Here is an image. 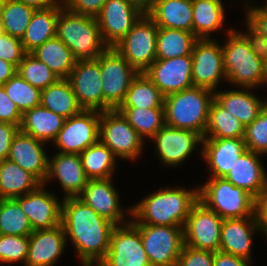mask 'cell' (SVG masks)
I'll use <instances>...</instances> for the list:
<instances>
[{
	"mask_svg": "<svg viewBox=\"0 0 267 266\" xmlns=\"http://www.w3.org/2000/svg\"><path fill=\"white\" fill-rule=\"evenodd\" d=\"M63 198L61 225L66 240L73 242L83 266H94V263L98 266L107 255L116 225L101 217L79 197Z\"/></svg>",
	"mask_w": 267,
	"mask_h": 266,
	"instance_id": "cell-1",
	"label": "cell"
},
{
	"mask_svg": "<svg viewBox=\"0 0 267 266\" xmlns=\"http://www.w3.org/2000/svg\"><path fill=\"white\" fill-rule=\"evenodd\" d=\"M161 188L149 194L128 210L134 218L133 224L182 226L187 221L191 208L199 200V188Z\"/></svg>",
	"mask_w": 267,
	"mask_h": 266,
	"instance_id": "cell-2",
	"label": "cell"
},
{
	"mask_svg": "<svg viewBox=\"0 0 267 266\" xmlns=\"http://www.w3.org/2000/svg\"><path fill=\"white\" fill-rule=\"evenodd\" d=\"M56 36L71 49L75 62L94 61L108 48L96 18L72 12L64 5L59 10Z\"/></svg>",
	"mask_w": 267,
	"mask_h": 266,
	"instance_id": "cell-3",
	"label": "cell"
},
{
	"mask_svg": "<svg viewBox=\"0 0 267 266\" xmlns=\"http://www.w3.org/2000/svg\"><path fill=\"white\" fill-rule=\"evenodd\" d=\"M214 91L193 86L164 97L165 125L195 131L203 138Z\"/></svg>",
	"mask_w": 267,
	"mask_h": 266,
	"instance_id": "cell-4",
	"label": "cell"
},
{
	"mask_svg": "<svg viewBox=\"0 0 267 266\" xmlns=\"http://www.w3.org/2000/svg\"><path fill=\"white\" fill-rule=\"evenodd\" d=\"M199 188V200L222 219L259 217L258 200L224 177H211Z\"/></svg>",
	"mask_w": 267,
	"mask_h": 266,
	"instance_id": "cell-5",
	"label": "cell"
},
{
	"mask_svg": "<svg viewBox=\"0 0 267 266\" xmlns=\"http://www.w3.org/2000/svg\"><path fill=\"white\" fill-rule=\"evenodd\" d=\"M228 37L222 46L226 80L250 91L263 81L264 61L255 55L240 32L231 29Z\"/></svg>",
	"mask_w": 267,
	"mask_h": 266,
	"instance_id": "cell-6",
	"label": "cell"
},
{
	"mask_svg": "<svg viewBox=\"0 0 267 266\" xmlns=\"http://www.w3.org/2000/svg\"><path fill=\"white\" fill-rule=\"evenodd\" d=\"M104 111L115 110L123 103L130 84L138 72L119 54L108 47L99 56Z\"/></svg>",
	"mask_w": 267,
	"mask_h": 266,
	"instance_id": "cell-7",
	"label": "cell"
},
{
	"mask_svg": "<svg viewBox=\"0 0 267 266\" xmlns=\"http://www.w3.org/2000/svg\"><path fill=\"white\" fill-rule=\"evenodd\" d=\"M151 266H176L184 246L182 226L134 224Z\"/></svg>",
	"mask_w": 267,
	"mask_h": 266,
	"instance_id": "cell-8",
	"label": "cell"
},
{
	"mask_svg": "<svg viewBox=\"0 0 267 266\" xmlns=\"http://www.w3.org/2000/svg\"><path fill=\"white\" fill-rule=\"evenodd\" d=\"M158 26L144 13L125 37L114 46L138 72H145L156 60Z\"/></svg>",
	"mask_w": 267,
	"mask_h": 266,
	"instance_id": "cell-9",
	"label": "cell"
},
{
	"mask_svg": "<svg viewBox=\"0 0 267 266\" xmlns=\"http://www.w3.org/2000/svg\"><path fill=\"white\" fill-rule=\"evenodd\" d=\"M99 141L116 157L129 160H136L144 145V140L117 109L100 112Z\"/></svg>",
	"mask_w": 267,
	"mask_h": 266,
	"instance_id": "cell-10",
	"label": "cell"
},
{
	"mask_svg": "<svg viewBox=\"0 0 267 266\" xmlns=\"http://www.w3.org/2000/svg\"><path fill=\"white\" fill-rule=\"evenodd\" d=\"M100 111L82 109L65 120L54 145L60 153L81 154L99 141Z\"/></svg>",
	"mask_w": 267,
	"mask_h": 266,
	"instance_id": "cell-11",
	"label": "cell"
},
{
	"mask_svg": "<svg viewBox=\"0 0 267 266\" xmlns=\"http://www.w3.org/2000/svg\"><path fill=\"white\" fill-rule=\"evenodd\" d=\"M223 220L198 200L184 225V245L199 250L219 251Z\"/></svg>",
	"mask_w": 267,
	"mask_h": 266,
	"instance_id": "cell-12",
	"label": "cell"
},
{
	"mask_svg": "<svg viewBox=\"0 0 267 266\" xmlns=\"http://www.w3.org/2000/svg\"><path fill=\"white\" fill-rule=\"evenodd\" d=\"M144 13L134 0H107L96 17L105 44H118Z\"/></svg>",
	"mask_w": 267,
	"mask_h": 266,
	"instance_id": "cell-13",
	"label": "cell"
},
{
	"mask_svg": "<svg viewBox=\"0 0 267 266\" xmlns=\"http://www.w3.org/2000/svg\"><path fill=\"white\" fill-rule=\"evenodd\" d=\"M98 266H151L139 229L131 221L114 227L107 255Z\"/></svg>",
	"mask_w": 267,
	"mask_h": 266,
	"instance_id": "cell-14",
	"label": "cell"
},
{
	"mask_svg": "<svg viewBox=\"0 0 267 266\" xmlns=\"http://www.w3.org/2000/svg\"><path fill=\"white\" fill-rule=\"evenodd\" d=\"M193 86L214 91L221 79H227L224 70L222 46L213 39H198L192 53Z\"/></svg>",
	"mask_w": 267,
	"mask_h": 266,
	"instance_id": "cell-15",
	"label": "cell"
},
{
	"mask_svg": "<svg viewBox=\"0 0 267 266\" xmlns=\"http://www.w3.org/2000/svg\"><path fill=\"white\" fill-rule=\"evenodd\" d=\"M68 80L82 109L104 111L99 57L94 61L76 62Z\"/></svg>",
	"mask_w": 267,
	"mask_h": 266,
	"instance_id": "cell-16",
	"label": "cell"
},
{
	"mask_svg": "<svg viewBox=\"0 0 267 266\" xmlns=\"http://www.w3.org/2000/svg\"><path fill=\"white\" fill-rule=\"evenodd\" d=\"M144 73L164 96L193 87L191 55L156 59Z\"/></svg>",
	"mask_w": 267,
	"mask_h": 266,
	"instance_id": "cell-17",
	"label": "cell"
},
{
	"mask_svg": "<svg viewBox=\"0 0 267 266\" xmlns=\"http://www.w3.org/2000/svg\"><path fill=\"white\" fill-rule=\"evenodd\" d=\"M44 184L35 190L14 198L27 215L32 229H51L61 224L62 203L56 195L45 191Z\"/></svg>",
	"mask_w": 267,
	"mask_h": 266,
	"instance_id": "cell-18",
	"label": "cell"
},
{
	"mask_svg": "<svg viewBox=\"0 0 267 266\" xmlns=\"http://www.w3.org/2000/svg\"><path fill=\"white\" fill-rule=\"evenodd\" d=\"M151 139L156 143L160 161L166 166L182 164L202 143L203 137L195 131L183 130L164 125Z\"/></svg>",
	"mask_w": 267,
	"mask_h": 266,
	"instance_id": "cell-19",
	"label": "cell"
},
{
	"mask_svg": "<svg viewBox=\"0 0 267 266\" xmlns=\"http://www.w3.org/2000/svg\"><path fill=\"white\" fill-rule=\"evenodd\" d=\"M44 144L19 130L13 138L7 159L30 172L46 185L49 158L45 153Z\"/></svg>",
	"mask_w": 267,
	"mask_h": 266,
	"instance_id": "cell-20",
	"label": "cell"
},
{
	"mask_svg": "<svg viewBox=\"0 0 267 266\" xmlns=\"http://www.w3.org/2000/svg\"><path fill=\"white\" fill-rule=\"evenodd\" d=\"M63 226L33 230L29 235V249L25 266H53L66 248Z\"/></svg>",
	"mask_w": 267,
	"mask_h": 266,
	"instance_id": "cell-21",
	"label": "cell"
},
{
	"mask_svg": "<svg viewBox=\"0 0 267 266\" xmlns=\"http://www.w3.org/2000/svg\"><path fill=\"white\" fill-rule=\"evenodd\" d=\"M261 231L259 217L224 219L219 251L251 261L254 232Z\"/></svg>",
	"mask_w": 267,
	"mask_h": 266,
	"instance_id": "cell-22",
	"label": "cell"
},
{
	"mask_svg": "<svg viewBox=\"0 0 267 266\" xmlns=\"http://www.w3.org/2000/svg\"><path fill=\"white\" fill-rule=\"evenodd\" d=\"M111 181V178L91 179L78 197L101 217L113 224H125L123 209L119 203V195Z\"/></svg>",
	"mask_w": 267,
	"mask_h": 266,
	"instance_id": "cell-23",
	"label": "cell"
},
{
	"mask_svg": "<svg viewBox=\"0 0 267 266\" xmlns=\"http://www.w3.org/2000/svg\"><path fill=\"white\" fill-rule=\"evenodd\" d=\"M201 155L212 177H225L247 150L243 138H203Z\"/></svg>",
	"mask_w": 267,
	"mask_h": 266,
	"instance_id": "cell-24",
	"label": "cell"
},
{
	"mask_svg": "<svg viewBox=\"0 0 267 266\" xmlns=\"http://www.w3.org/2000/svg\"><path fill=\"white\" fill-rule=\"evenodd\" d=\"M260 154L246 150L224 177L234 186L243 188L257 200L267 192V173Z\"/></svg>",
	"mask_w": 267,
	"mask_h": 266,
	"instance_id": "cell-25",
	"label": "cell"
},
{
	"mask_svg": "<svg viewBox=\"0 0 267 266\" xmlns=\"http://www.w3.org/2000/svg\"><path fill=\"white\" fill-rule=\"evenodd\" d=\"M53 177L59 180L66 193L64 197H78L89 181L80 154L72 153L58 152L51 160L49 159L46 182Z\"/></svg>",
	"mask_w": 267,
	"mask_h": 266,
	"instance_id": "cell-26",
	"label": "cell"
},
{
	"mask_svg": "<svg viewBox=\"0 0 267 266\" xmlns=\"http://www.w3.org/2000/svg\"><path fill=\"white\" fill-rule=\"evenodd\" d=\"M145 13L158 27L193 33L192 0H154Z\"/></svg>",
	"mask_w": 267,
	"mask_h": 266,
	"instance_id": "cell-27",
	"label": "cell"
},
{
	"mask_svg": "<svg viewBox=\"0 0 267 266\" xmlns=\"http://www.w3.org/2000/svg\"><path fill=\"white\" fill-rule=\"evenodd\" d=\"M66 118L58 115L41 104L24 112L20 131L33 136L44 143L54 141L64 125Z\"/></svg>",
	"mask_w": 267,
	"mask_h": 266,
	"instance_id": "cell-28",
	"label": "cell"
},
{
	"mask_svg": "<svg viewBox=\"0 0 267 266\" xmlns=\"http://www.w3.org/2000/svg\"><path fill=\"white\" fill-rule=\"evenodd\" d=\"M63 5L60 1L56 6L35 10L21 39L26 53H31L47 40L56 37L57 19Z\"/></svg>",
	"mask_w": 267,
	"mask_h": 266,
	"instance_id": "cell-29",
	"label": "cell"
},
{
	"mask_svg": "<svg viewBox=\"0 0 267 266\" xmlns=\"http://www.w3.org/2000/svg\"><path fill=\"white\" fill-rule=\"evenodd\" d=\"M251 92L248 90L215 91L214 99L246 127L259 116L267 104V101H260Z\"/></svg>",
	"mask_w": 267,
	"mask_h": 266,
	"instance_id": "cell-30",
	"label": "cell"
},
{
	"mask_svg": "<svg viewBox=\"0 0 267 266\" xmlns=\"http://www.w3.org/2000/svg\"><path fill=\"white\" fill-rule=\"evenodd\" d=\"M42 184L33 174L5 159L0 162V199L16 198Z\"/></svg>",
	"mask_w": 267,
	"mask_h": 266,
	"instance_id": "cell-31",
	"label": "cell"
},
{
	"mask_svg": "<svg viewBox=\"0 0 267 266\" xmlns=\"http://www.w3.org/2000/svg\"><path fill=\"white\" fill-rule=\"evenodd\" d=\"M31 54L45 63L60 79H68L76 63L71 49L57 36L38 46Z\"/></svg>",
	"mask_w": 267,
	"mask_h": 266,
	"instance_id": "cell-32",
	"label": "cell"
},
{
	"mask_svg": "<svg viewBox=\"0 0 267 266\" xmlns=\"http://www.w3.org/2000/svg\"><path fill=\"white\" fill-rule=\"evenodd\" d=\"M222 0H192L193 34L198 39H211L210 33L222 28Z\"/></svg>",
	"mask_w": 267,
	"mask_h": 266,
	"instance_id": "cell-33",
	"label": "cell"
},
{
	"mask_svg": "<svg viewBox=\"0 0 267 266\" xmlns=\"http://www.w3.org/2000/svg\"><path fill=\"white\" fill-rule=\"evenodd\" d=\"M40 104L66 119L82 110L68 79H59L56 83L41 90Z\"/></svg>",
	"mask_w": 267,
	"mask_h": 266,
	"instance_id": "cell-34",
	"label": "cell"
},
{
	"mask_svg": "<svg viewBox=\"0 0 267 266\" xmlns=\"http://www.w3.org/2000/svg\"><path fill=\"white\" fill-rule=\"evenodd\" d=\"M197 40L198 38L192 32L158 27L156 59H170L191 55Z\"/></svg>",
	"mask_w": 267,
	"mask_h": 266,
	"instance_id": "cell-35",
	"label": "cell"
},
{
	"mask_svg": "<svg viewBox=\"0 0 267 266\" xmlns=\"http://www.w3.org/2000/svg\"><path fill=\"white\" fill-rule=\"evenodd\" d=\"M164 97L151 79L142 72L132 80L119 108H164Z\"/></svg>",
	"mask_w": 267,
	"mask_h": 266,
	"instance_id": "cell-36",
	"label": "cell"
},
{
	"mask_svg": "<svg viewBox=\"0 0 267 266\" xmlns=\"http://www.w3.org/2000/svg\"><path fill=\"white\" fill-rule=\"evenodd\" d=\"M244 134L245 126L213 99L204 138H244Z\"/></svg>",
	"mask_w": 267,
	"mask_h": 266,
	"instance_id": "cell-37",
	"label": "cell"
},
{
	"mask_svg": "<svg viewBox=\"0 0 267 266\" xmlns=\"http://www.w3.org/2000/svg\"><path fill=\"white\" fill-rule=\"evenodd\" d=\"M80 158L89 180L113 177L116 156L100 141L84 150L80 154Z\"/></svg>",
	"mask_w": 267,
	"mask_h": 266,
	"instance_id": "cell-38",
	"label": "cell"
},
{
	"mask_svg": "<svg viewBox=\"0 0 267 266\" xmlns=\"http://www.w3.org/2000/svg\"><path fill=\"white\" fill-rule=\"evenodd\" d=\"M119 112L144 140L151 139L164 125V108H118Z\"/></svg>",
	"mask_w": 267,
	"mask_h": 266,
	"instance_id": "cell-39",
	"label": "cell"
},
{
	"mask_svg": "<svg viewBox=\"0 0 267 266\" xmlns=\"http://www.w3.org/2000/svg\"><path fill=\"white\" fill-rule=\"evenodd\" d=\"M33 232L27 215L14 199H0V235L29 236Z\"/></svg>",
	"mask_w": 267,
	"mask_h": 266,
	"instance_id": "cell-40",
	"label": "cell"
},
{
	"mask_svg": "<svg viewBox=\"0 0 267 266\" xmlns=\"http://www.w3.org/2000/svg\"><path fill=\"white\" fill-rule=\"evenodd\" d=\"M35 10L16 0H4L1 15L4 33L22 39Z\"/></svg>",
	"mask_w": 267,
	"mask_h": 266,
	"instance_id": "cell-41",
	"label": "cell"
},
{
	"mask_svg": "<svg viewBox=\"0 0 267 266\" xmlns=\"http://www.w3.org/2000/svg\"><path fill=\"white\" fill-rule=\"evenodd\" d=\"M2 86L8 97L17 105L22 114L41 103V90L32 86L18 73Z\"/></svg>",
	"mask_w": 267,
	"mask_h": 266,
	"instance_id": "cell-42",
	"label": "cell"
},
{
	"mask_svg": "<svg viewBox=\"0 0 267 266\" xmlns=\"http://www.w3.org/2000/svg\"><path fill=\"white\" fill-rule=\"evenodd\" d=\"M17 73L32 86L43 90L60 78L42 61L26 53L17 67Z\"/></svg>",
	"mask_w": 267,
	"mask_h": 266,
	"instance_id": "cell-43",
	"label": "cell"
},
{
	"mask_svg": "<svg viewBox=\"0 0 267 266\" xmlns=\"http://www.w3.org/2000/svg\"><path fill=\"white\" fill-rule=\"evenodd\" d=\"M243 139L247 150L260 155L267 153V104L259 116L245 127Z\"/></svg>",
	"mask_w": 267,
	"mask_h": 266,
	"instance_id": "cell-44",
	"label": "cell"
},
{
	"mask_svg": "<svg viewBox=\"0 0 267 266\" xmlns=\"http://www.w3.org/2000/svg\"><path fill=\"white\" fill-rule=\"evenodd\" d=\"M29 249V236L0 235V261L23 262L25 265Z\"/></svg>",
	"mask_w": 267,
	"mask_h": 266,
	"instance_id": "cell-45",
	"label": "cell"
},
{
	"mask_svg": "<svg viewBox=\"0 0 267 266\" xmlns=\"http://www.w3.org/2000/svg\"><path fill=\"white\" fill-rule=\"evenodd\" d=\"M25 54L21 39L4 32L0 34V59L18 67Z\"/></svg>",
	"mask_w": 267,
	"mask_h": 266,
	"instance_id": "cell-46",
	"label": "cell"
},
{
	"mask_svg": "<svg viewBox=\"0 0 267 266\" xmlns=\"http://www.w3.org/2000/svg\"><path fill=\"white\" fill-rule=\"evenodd\" d=\"M214 252L184 245L176 266H213Z\"/></svg>",
	"mask_w": 267,
	"mask_h": 266,
	"instance_id": "cell-47",
	"label": "cell"
},
{
	"mask_svg": "<svg viewBox=\"0 0 267 266\" xmlns=\"http://www.w3.org/2000/svg\"><path fill=\"white\" fill-rule=\"evenodd\" d=\"M22 113L17 105L8 97L2 85H0V122L10 123L20 127Z\"/></svg>",
	"mask_w": 267,
	"mask_h": 266,
	"instance_id": "cell-48",
	"label": "cell"
},
{
	"mask_svg": "<svg viewBox=\"0 0 267 266\" xmlns=\"http://www.w3.org/2000/svg\"><path fill=\"white\" fill-rule=\"evenodd\" d=\"M106 2L107 0H64L63 3L72 12L96 18Z\"/></svg>",
	"mask_w": 267,
	"mask_h": 266,
	"instance_id": "cell-49",
	"label": "cell"
},
{
	"mask_svg": "<svg viewBox=\"0 0 267 266\" xmlns=\"http://www.w3.org/2000/svg\"><path fill=\"white\" fill-rule=\"evenodd\" d=\"M247 30L248 33L241 34L248 41L250 48L255 53V55L262 59L267 60V38H265L258 30H256L247 20Z\"/></svg>",
	"mask_w": 267,
	"mask_h": 266,
	"instance_id": "cell-50",
	"label": "cell"
},
{
	"mask_svg": "<svg viewBox=\"0 0 267 266\" xmlns=\"http://www.w3.org/2000/svg\"><path fill=\"white\" fill-rule=\"evenodd\" d=\"M19 130L17 125L0 122V162L8 158L11 143Z\"/></svg>",
	"mask_w": 267,
	"mask_h": 266,
	"instance_id": "cell-51",
	"label": "cell"
},
{
	"mask_svg": "<svg viewBox=\"0 0 267 266\" xmlns=\"http://www.w3.org/2000/svg\"><path fill=\"white\" fill-rule=\"evenodd\" d=\"M246 10L247 21L261 33L265 38H267V12L262 11L257 6H249Z\"/></svg>",
	"mask_w": 267,
	"mask_h": 266,
	"instance_id": "cell-52",
	"label": "cell"
},
{
	"mask_svg": "<svg viewBox=\"0 0 267 266\" xmlns=\"http://www.w3.org/2000/svg\"><path fill=\"white\" fill-rule=\"evenodd\" d=\"M250 261L222 251L214 252L213 266H249Z\"/></svg>",
	"mask_w": 267,
	"mask_h": 266,
	"instance_id": "cell-53",
	"label": "cell"
},
{
	"mask_svg": "<svg viewBox=\"0 0 267 266\" xmlns=\"http://www.w3.org/2000/svg\"><path fill=\"white\" fill-rule=\"evenodd\" d=\"M257 213L260 220L261 232L267 236V192L258 199Z\"/></svg>",
	"mask_w": 267,
	"mask_h": 266,
	"instance_id": "cell-54",
	"label": "cell"
},
{
	"mask_svg": "<svg viewBox=\"0 0 267 266\" xmlns=\"http://www.w3.org/2000/svg\"><path fill=\"white\" fill-rule=\"evenodd\" d=\"M17 73V67L10 62L0 59V85L5 84Z\"/></svg>",
	"mask_w": 267,
	"mask_h": 266,
	"instance_id": "cell-55",
	"label": "cell"
},
{
	"mask_svg": "<svg viewBox=\"0 0 267 266\" xmlns=\"http://www.w3.org/2000/svg\"><path fill=\"white\" fill-rule=\"evenodd\" d=\"M16 1L31 6L36 10L50 8L56 6L60 2L59 0H16Z\"/></svg>",
	"mask_w": 267,
	"mask_h": 266,
	"instance_id": "cell-56",
	"label": "cell"
},
{
	"mask_svg": "<svg viewBox=\"0 0 267 266\" xmlns=\"http://www.w3.org/2000/svg\"><path fill=\"white\" fill-rule=\"evenodd\" d=\"M139 3L144 9H146L154 0H134Z\"/></svg>",
	"mask_w": 267,
	"mask_h": 266,
	"instance_id": "cell-57",
	"label": "cell"
},
{
	"mask_svg": "<svg viewBox=\"0 0 267 266\" xmlns=\"http://www.w3.org/2000/svg\"><path fill=\"white\" fill-rule=\"evenodd\" d=\"M267 84V60L264 61V77L262 81V85Z\"/></svg>",
	"mask_w": 267,
	"mask_h": 266,
	"instance_id": "cell-58",
	"label": "cell"
},
{
	"mask_svg": "<svg viewBox=\"0 0 267 266\" xmlns=\"http://www.w3.org/2000/svg\"><path fill=\"white\" fill-rule=\"evenodd\" d=\"M3 4H4V0H0V27H2V25H1V15H2Z\"/></svg>",
	"mask_w": 267,
	"mask_h": 266,
	"instance_id": "cell-59",
	"label": "cell"
},
{
	"mask_svg": "<svg viewBox=\"0 0 267 266\" xmlns=\"http://www.w3.org/2000/svg\"><path fill=\"white\" fill-rule=\"evenodd\" d=\"M265 6L264 7H259L262 11L267 12V0L265 1Z\"/></svg>",
	"mask_w": 267,
	"mask_h": 266,
	"instance_id": "cell-60",
	"label": "cell"
},
{
	"mask_svg": "<svg viewBox=\"0 0 267 266\" xmlns=\"http://www.w3.org/2000/svg\"><path fill=\"white\" fill-rule=\"evenodd\" d=\"M3 32V27H0V34H2Z\"/></svg>",
	"mask_w": 267,
	"mask_h": 266,
	"instance_id": "cell-61",
	"label": "cell"
}]
</instances>
